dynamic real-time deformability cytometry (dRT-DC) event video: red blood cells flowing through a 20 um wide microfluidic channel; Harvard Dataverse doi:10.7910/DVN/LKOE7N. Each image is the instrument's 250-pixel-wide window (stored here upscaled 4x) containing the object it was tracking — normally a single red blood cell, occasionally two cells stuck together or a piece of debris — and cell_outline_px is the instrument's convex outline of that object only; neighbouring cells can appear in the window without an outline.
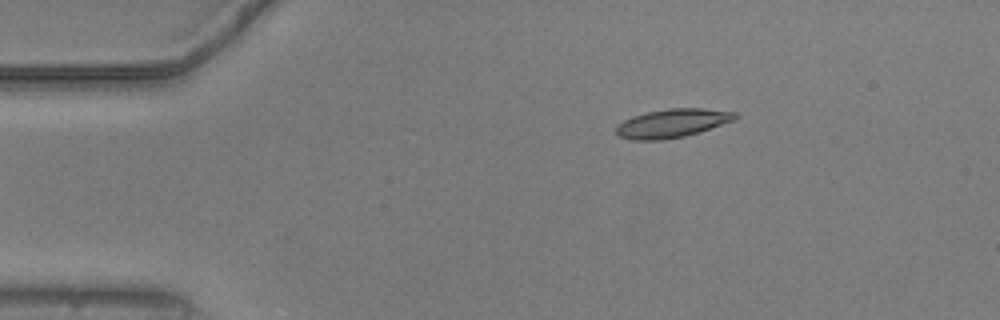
{"species": "common noctule bat (a hibernating species)", "species_latin": "Nyctalus noctula", "temperature_condition": "warm", "stored_images_in_passage": 46, "camera_frame_rate_fps": 3000, "um_per_image_px": 0.085, "animal": {"sex": "male", "body_mass_g": 20.5, "forearm_length_mm": 52.5}, "frame": {"image": 1, "passage_image": 1, "time_ms": 0.0, "image_size_px": [1000, 320], "cell_outline_px": [[740, 116], [736, 120], [700, 132], [684, 136], [664, 140], [632, 140], [616, 136], [616, 124], [632, 116], [648, 112], [668, 108], [704, 108], [736, 112]], "centroid_in_image_um": [57.16, 10.48], "position_along_channel_um": 27.8, "area_um2": 20.17}}
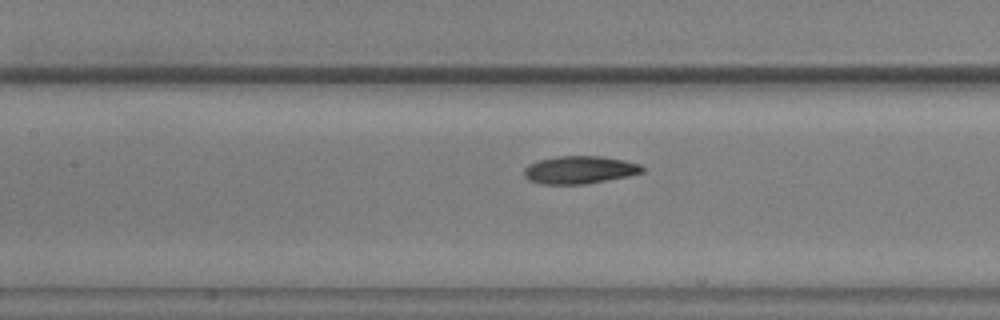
{"frame": {"image": 2, "passage_image": 16, "time_ms": 5.0, "image_size_px": [1000, 320], "cell_outline_px": [[644, 172], [628, 176], [584, 184], [540, 184], [528, 180], [524, 176], [524, 168], [528, 164], [540, 160], [560, 156], [604, 156], [624, 160], [640, 164], [644, 168]], "centroid_in_image_um": [49.26, 14.44], "position_along_channel_um": 158.1, "area_um2": 19.13}}
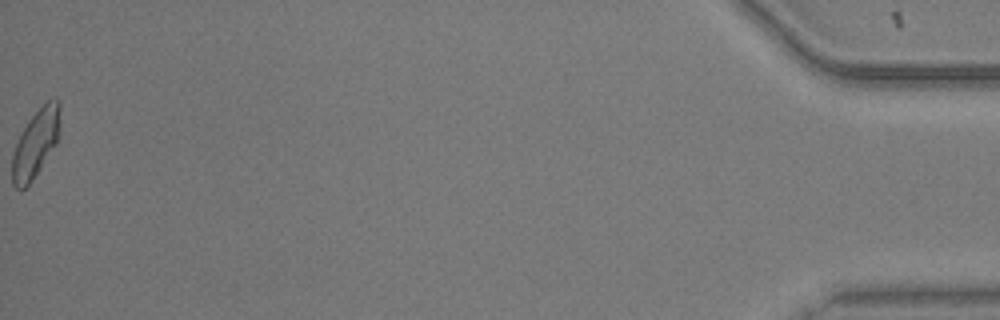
{"frame": {"image": 3, "passage_image": 46, "time_ms": 15.0, "image_size_px": [1000, 320], "cell_outline_px": [[60, 124], [56, 144], [40, 168], [28, 184], [20, 192], [12, 184], [12, 152], [28, 120], [48, 100], [56, 96], [60, 100]], "centroid_in_image_um": [3.04, 12.17], "position_along_channel_um": 432.2, "area_um2": 18.79}, "authors_computed_cell_mechanics": {"area_um2": 18.9873, "velocity_mm_per_s": 3.7549, "shape_relaxation_time_tau1_ms": 4.7123, "shape_relaxation_time_tau2_ms": 3.916, "deformation_change_tau1": 0.1205, "deformation_change_tau2": 0.1031}}